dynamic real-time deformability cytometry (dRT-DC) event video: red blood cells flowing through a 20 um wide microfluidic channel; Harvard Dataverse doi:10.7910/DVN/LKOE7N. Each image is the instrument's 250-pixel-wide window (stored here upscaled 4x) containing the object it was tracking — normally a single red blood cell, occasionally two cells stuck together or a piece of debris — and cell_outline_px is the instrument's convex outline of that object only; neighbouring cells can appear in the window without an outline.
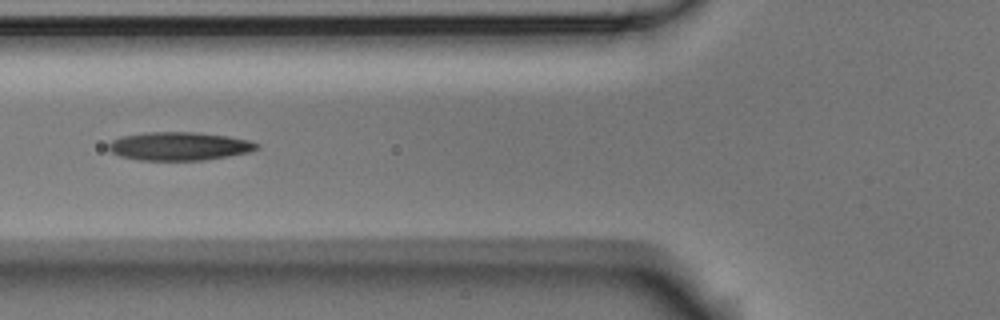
{"species": "Egyptian fruit bat (a non-hibernating species)", "species_latin": "Rousettus aegyptiacus", "temperature_condition": "room temperature", "stored_images_in_passage": 6, "camera_frame_rate_fps": 3000, "um_per_image_px": 0.085, "animal": {"sex": "male"}, "frame": {"image": 1, "passage_image": 6, "time_ms": 1.667, "image_size_px": [1000, 320], "cell_outline_px": [[260, 148], [248, 152], [228, 156], [204, 160], [140, 160], [120, 156], [112, 152], [108, 148], [108, 144], [112, 140], [120, 136], [148, 132], [196, 132], [228, 136], [248, 140], [260, 144]], "centroid_in_image_um": [15.24, 12.42], "position_along_channel_um": 110.6, "area_um2": 24.51}}